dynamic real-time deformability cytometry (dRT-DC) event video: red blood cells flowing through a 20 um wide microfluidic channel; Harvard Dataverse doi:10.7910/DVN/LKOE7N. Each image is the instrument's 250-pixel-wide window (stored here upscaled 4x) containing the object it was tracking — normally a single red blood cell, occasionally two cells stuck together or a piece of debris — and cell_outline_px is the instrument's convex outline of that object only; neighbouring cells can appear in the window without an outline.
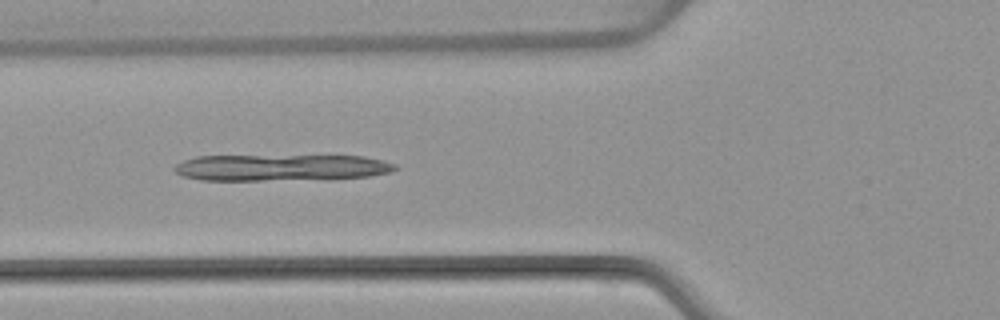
{"species": "common noctule bat (a hibernating species)", "species_latin": "Nyctalus noctula", "temperature_condition": "warm", "stored_images_in_passage": 5, "camera_frame_rate_fps": 3000, "um_per_image_px": 0.085, "animal": {"sex": "female", "body_mass_g": 22.7, "forearm_length_mm": 54.2}, "frame": {"image": 1, "passage_image": 3, "time_ms": 2.333, "image_size_px": [1000, 320], "cell_outline_px": [[400, 168], [392, 172], [368, 176], [260, 180], [200, 180], [184, 176], [176, 172], [172, 168], [176, 164], [184, 160], [196, 156], [364, 156], [384, 160], [396, 164]], "centroid_in_image_um": [23.88, 14.23], "position_along_channel_um": 101.9, "area_um2": 33.58}}
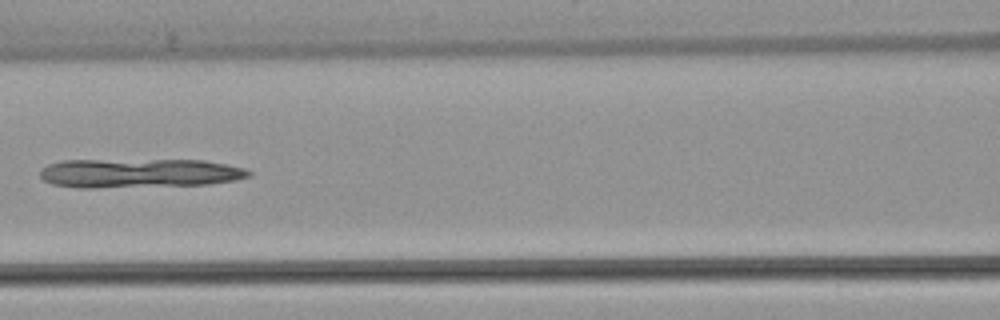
{"frame": {"image": 2, "passage_image": 4, "time_ms": 3.667, "image_size_px": [1000, 320], "cell_outline_px": [[252, 176], [236, 180], [208, 184], [92, 188], [76, 188], [52, 184], [44, 180], [40, 176], [40, 168], [48, 164], [64, 160], [204, 160], [228, 164], [244, 168], [252, 172]], "centroid_in_image_um": [11.83, 14.71], "position_along_channel_um": 154.8, "area_um2": 35.66}}
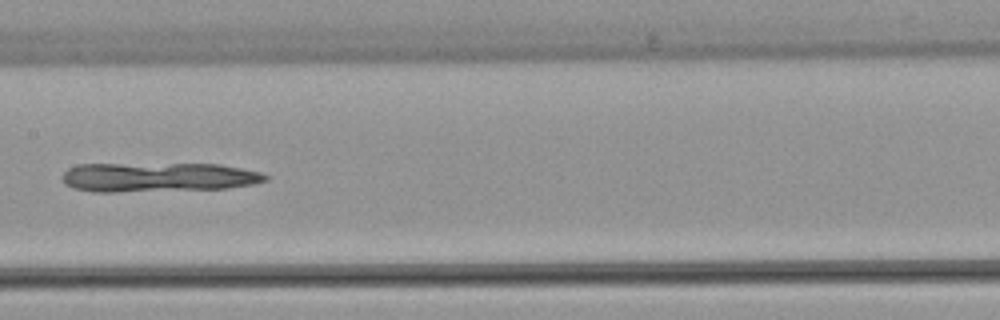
{"frame": {"image": 3, "passage_image": 5, "time_ms": 4.667, "image_size_px": [1000, 320], "cell_outline_px": [[268, 180], [256, 184], [228, 188], [116, 192], [92, 192], [72, 188], [64, 184], [60, 176], [68, 168], [76, 164], [220, 164], [260, 172], [268, 176]], "centroid_in_image_um": [13.39, 15.06], "position_along_channel_um": 194.0, "area_um2": 35.08}}